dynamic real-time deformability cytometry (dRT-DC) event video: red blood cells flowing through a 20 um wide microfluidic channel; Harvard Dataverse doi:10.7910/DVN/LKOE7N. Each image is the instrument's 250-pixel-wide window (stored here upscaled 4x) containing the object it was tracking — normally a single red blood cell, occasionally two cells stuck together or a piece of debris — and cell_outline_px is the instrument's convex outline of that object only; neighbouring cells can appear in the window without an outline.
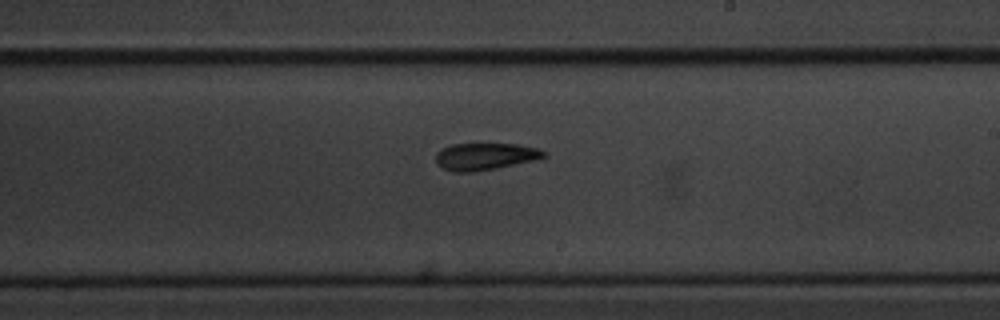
{"species": "common noctule bat (a hibernating species)", "species_latin": "Nyctalus noctula", "temperature_condition": "cold", "stored_images_in_passage": 9, "segment_of_instrument_passage": [2, 2], "camera_frame_rate_fps": 3000, "um_per_image_px": 0.085, "animal": {"sex": "male", "body_mass_g": 20.1, "forearm_length_mm": 53.5}, "frame": {"image": 1, "passage_image": 9, "time_ms": 2.667, "image_size_px": [1000, 320], "cell_outline_px": [[548, 156], [540, 160], [496, 168], [472, 172], [452, 172], [436, 164], [436, 152], [440, 148], [452, 144], [516, 144], [536, 148], [544, 152]], "centroid_in_image_um": [41.24, 13.3], "position_along_channel_um": 247.8, "area_um2": 17.22}}